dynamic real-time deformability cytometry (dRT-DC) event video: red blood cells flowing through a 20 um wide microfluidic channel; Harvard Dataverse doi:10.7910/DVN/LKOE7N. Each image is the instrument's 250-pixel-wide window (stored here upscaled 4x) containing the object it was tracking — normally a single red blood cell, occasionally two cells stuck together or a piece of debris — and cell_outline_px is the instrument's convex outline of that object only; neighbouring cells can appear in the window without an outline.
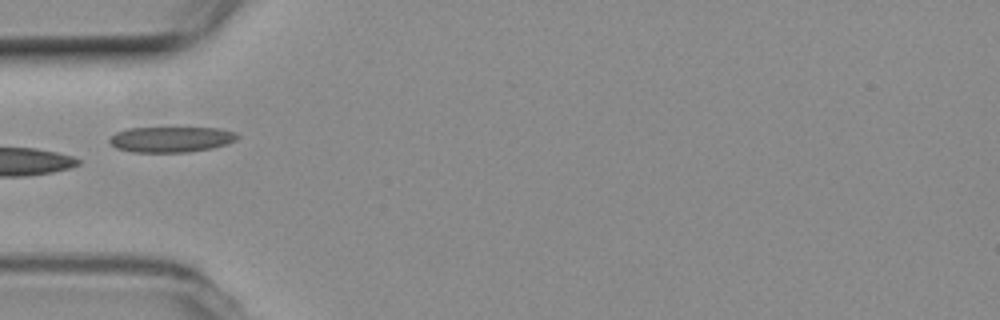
{"species": "common noctule bat (a hibernating species)", "species_latin": "Nyctalus noctula", "temperature_condition": "room temperature", "stored_images_in_passage": 4, "camera_frame_rate_fps": 3000, "um_per_image_px": 0.085, "animal": {"sex": "female", "body_mass_g": 19.3, "forearm_length_mm": 54.1}, "frame": {"image": 1, "passage_image": 4, "time_ms": 1.0, "image_size_px": [1000, 320], "cell_outline_px": [[240, 136], [236, 140], [228, 144], [212, 148], [188, 152], [132, 152], [116, 148], [108, 140], [116, 132], [128, 128], [220, 128], [236, 132]], "centroid_in_image_um": [14.58, 11.84], "position_along_channel_um": 70.4, "area_um2": 19.13}}